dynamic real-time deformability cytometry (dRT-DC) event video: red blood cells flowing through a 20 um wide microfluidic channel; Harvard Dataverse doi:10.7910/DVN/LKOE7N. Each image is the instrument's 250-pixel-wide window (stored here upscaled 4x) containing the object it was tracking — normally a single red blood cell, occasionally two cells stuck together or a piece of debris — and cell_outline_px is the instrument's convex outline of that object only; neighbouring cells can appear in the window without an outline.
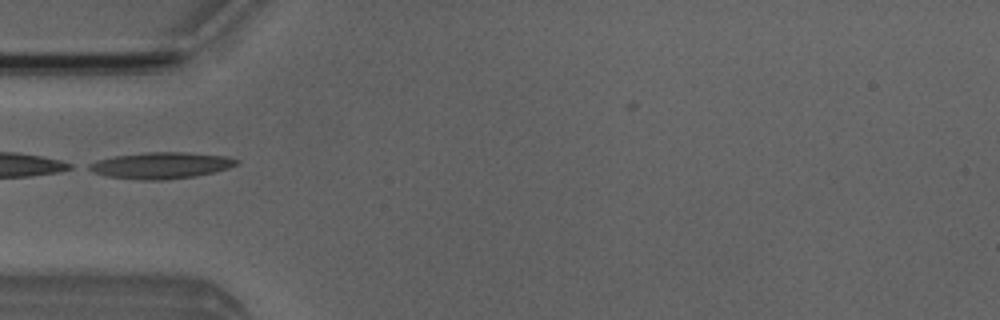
{"species": "Egyptian fruit bat (a non-hibernating species)", "species_latin": "Rousettus aegyptiacus", "temperature_condition": "room temperature", "stored_images_in_passage": 5, "camera_frame_rate_fps": 3000, "um_per_image_px": 0.085, "animal": {"sex": "male"}, "frame": {"image": 1, "passage_image": 5, "time_ms": 4.667, "image_size_px": [1000, 320], "cell_outline_px": [[240, 160], [236, 164], [228, 168], [216, 172], [196, 176], [168, 180], [140, 180], [108, 176], [92, 172], [84, 168], [88, 164], [96, 160], [112, 156], [148, 152], [184, 152], [228, 156]], "centroid_in_image_um": [13.66, 14.06], "position_along_channel_um": 71.3, "area_um2": 23.0}}